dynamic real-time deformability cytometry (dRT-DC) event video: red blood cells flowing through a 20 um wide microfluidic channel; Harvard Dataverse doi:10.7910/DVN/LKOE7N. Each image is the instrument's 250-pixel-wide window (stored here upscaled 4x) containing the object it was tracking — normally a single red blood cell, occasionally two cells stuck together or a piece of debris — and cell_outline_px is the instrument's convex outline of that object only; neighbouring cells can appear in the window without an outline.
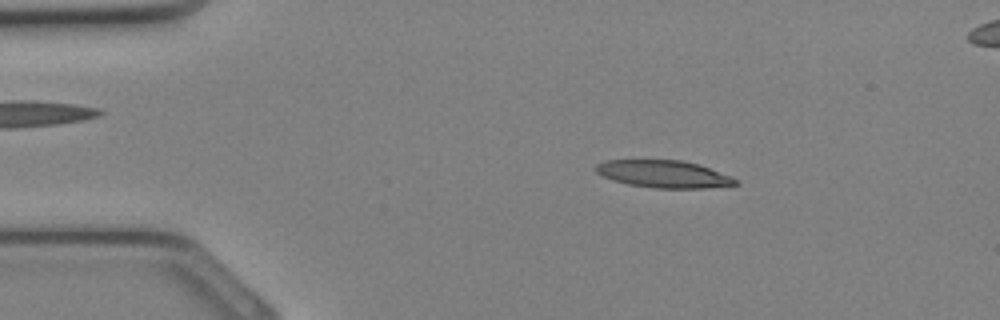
{"species": "Egyptian fruit bat (a non-hibernating species)", "species_latin": "Rousettus aegyptiacus", "temperature_condition": "cold", "stored_images_in_passage": 34, "segment_of_instrument_passage": [1, 2], "camera_frame_rate_fps": 3000, "um_per_image_px": 0.085, "animal": {"sex": "female"}, "frame": {"image": 1, "passage_image": 5, "time_ms": 1.333, "image_size_px": [1000, 320], "cell_outline_px": [[740, 184], [704, 188], [652, 188], [628, 184], [612, 180], [596, 172], [596, 164], [604, 160], [680, 160], [700, 164], [728, 176], [736, 180]], "centroid_in_image_um": [56.37, 14.79], "position_along_channel_um": 28.6, "area_um2": 22.08}}
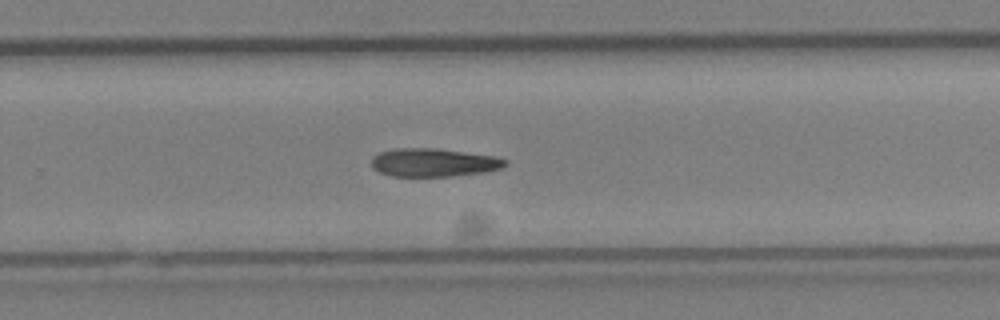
{"frame": {"image": 2, "passage_image": 21, "time_ms": 6.667, "image_size_px": [1000, 320], "cell_outline_px": [[508, 164], [500, 168], [484, 172], [452, 176], [392, 176], [380, 172], [372, 168], [372, 156], [380, 152], [392, 148], [436, 148], [492, 156], [508, 160]], "centroid_in_image_um": [36.82, 13.81], "position_along_channel_um": 293.0, "area_um2": 21.96}}
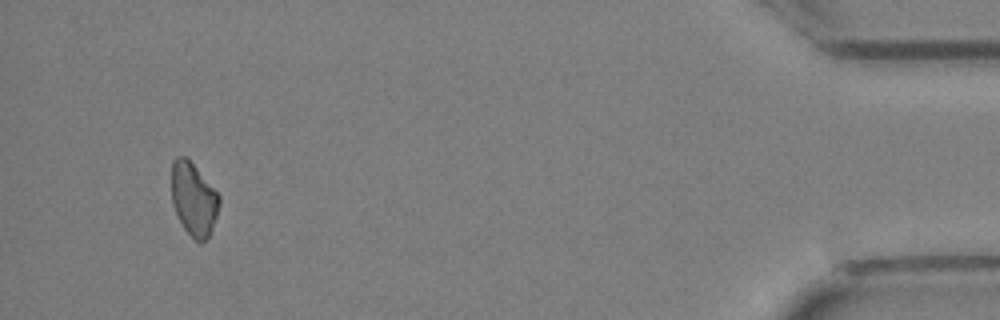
{"frame": {"image": 3, "passage_image": 31, "time_ms": 10.0, "image_size_px": [1000, 320], "cell_outline_px": [[220, 204], [216, 216], [208, 236], [200, 244], [184, 228], [172, 204], [172, 160], [176, 156], [184, 156], [196, 168], [220, 196]], "centroid_in_image_um": [16.45, 16.91], "position_along_channel_um": 418.8, "area_um2": 19.83}}